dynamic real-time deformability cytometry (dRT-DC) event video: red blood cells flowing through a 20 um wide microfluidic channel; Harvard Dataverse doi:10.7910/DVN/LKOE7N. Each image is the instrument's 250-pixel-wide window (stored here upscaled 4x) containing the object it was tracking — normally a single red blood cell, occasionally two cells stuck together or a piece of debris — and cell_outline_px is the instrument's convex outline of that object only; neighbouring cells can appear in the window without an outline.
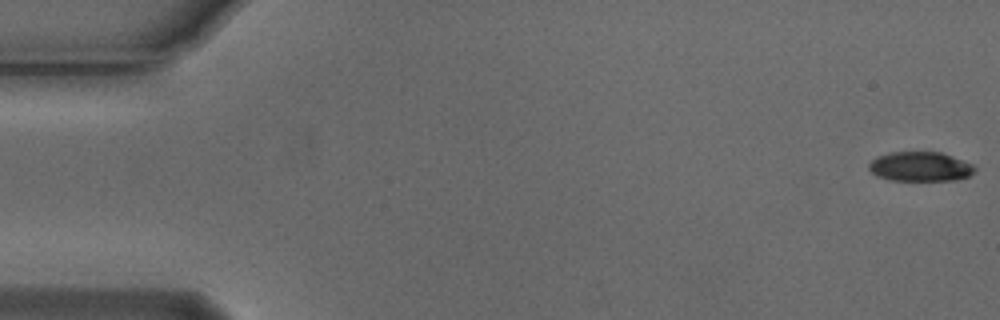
{"species": "Egyptian fruit bat (a non-hibernating species)", "species_latin": "Rousettus aegyptiacus", "temperature_condition": "cold", "stored_images_in_passage": 55, "camera_frame_rate_fps": 3000, "um_per_image_px": 0.085, "animal": {"sex": "male"}, "frame": {"image": 1, "passage_image": 1, "time_ms": 0.0, "image_size_px": [1000, 320], "cell_outline_px": [[976, 172], [968, 176], [956, 180], [892, 180], [876, 176], [868, 168], [868, 164], [876, 156], [888, 152], [940, 152], [952, 156], [972, 164], [976, 168]], "centroid_in_image_um": [78.21, 14.15], "position_along_channel_um": 6.8, "area_um2": 18.26}}
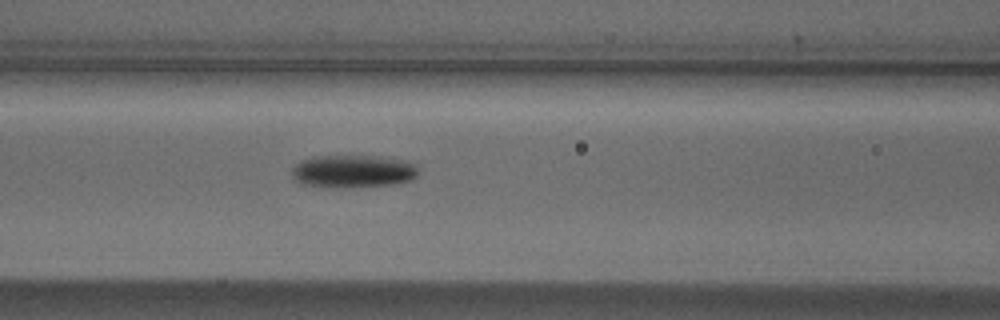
{"frame": {"image": 2, "passage_image": 23, "time_ms": 7.333, "image_size_px": [1000, 320], "cell_outline_px": [[420, 172], [412, 180], [392, 184], [304, 184], [296, 180], [292, 176], [292, 168], [300, 160], [316, 156], [380, 156], [408, 160], [420, 164]], "centroid_in_image_um": [30.14, 14.47], "position_along_channel_um": 136.5, "area_um2": 23.24}}
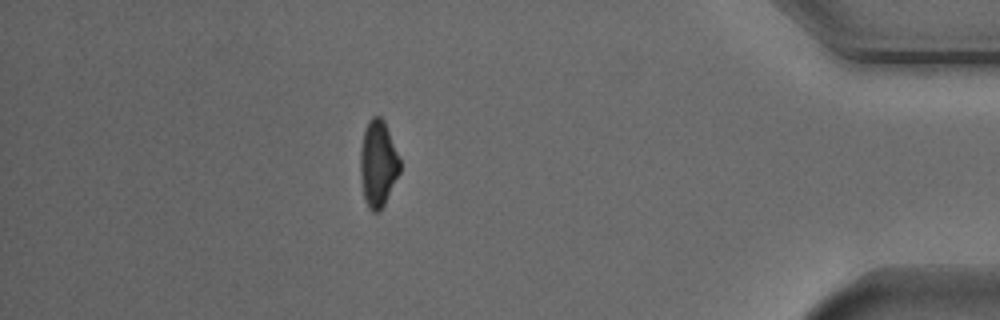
{"frame": {"image": 3, "passage_image": 48, "time_ms": 15.667, "image_size_px": [1000, 320], "cell_outline_px": [[400, 172], [380, 212], [372, 212], [368, 208], [364, 200], [360, 176], [360, 152], [364, 128], [368, 120], [372, 116], [380, 116], [384, 120], [400, 160]], "centroid_in_image_um": [32.11, 13.92], "position_along_channel_um": 403.1, "area_um2": 20.06}, "authors_computed_cell_mechanics": {"area_um2": 20.5768, "velocity_mm_per_s": 3.7644, "shape_relaxation_time_tau1_ms": 2.5998, "shape_relaxation_time_tau2_ms": null, "deformation_change_tau1": 0.1202, "deformation_change_tau2": null}}